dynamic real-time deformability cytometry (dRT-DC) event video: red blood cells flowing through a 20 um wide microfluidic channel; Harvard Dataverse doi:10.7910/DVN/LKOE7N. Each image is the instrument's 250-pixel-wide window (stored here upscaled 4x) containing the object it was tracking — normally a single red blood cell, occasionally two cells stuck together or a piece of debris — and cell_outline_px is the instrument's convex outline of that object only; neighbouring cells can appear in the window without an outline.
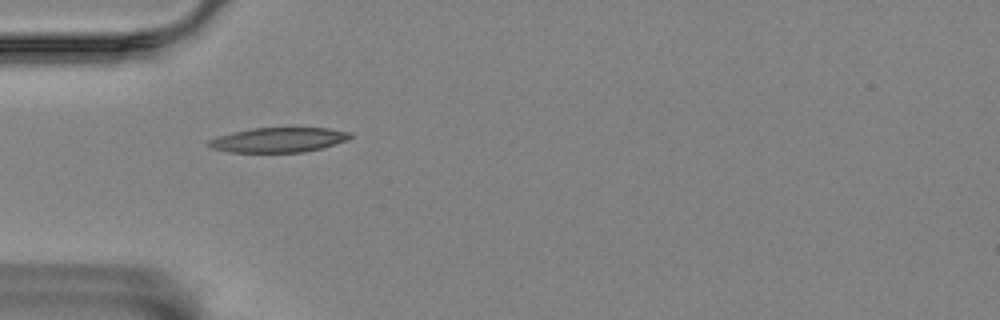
{"species": "Egyptian fruit bat (a non-hibernating species)", "species_latin": "Rousettus aegyptiacus", "temperature_condition": "room temperature", "stored_images_in_passage": 3, "camera_frame_rate_fps": 3000, "um_per_image_px": 0.085, "animal": {"sex": "female"}, "frame": {"image": 1, "passage_image": 2, "time_ms": 1.333, "image_size_px": [1000, 320], "cell_outline_px": [[352, 136], [348, 140], [320, 148], [304, 152], [228, 152], [212, 148], [204, 144], [208, 140], [232, 132], [252, 128], [328, 128], [352, 132]], "centroid_in_image_um": [23.66, 11.89], "position_along_channel_um": 61.3, "area_um2": 20.4}}
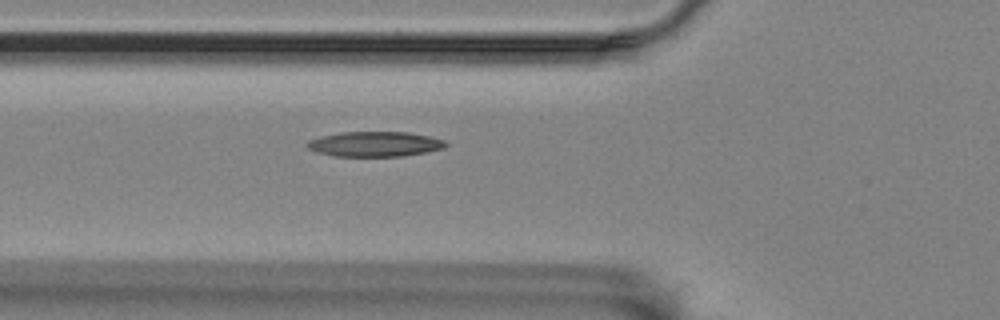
{"frame": {"image": 2, "passage_image": 3, "time_ms": 2.333, "image_size_px": [1000, 320], "cell_outline_px": [[448, 144], [444, 148], [428, 152], [400, 156], [336, 156], [320, 152], [308, 148], [304, 144], [308, 140], [320, 136], [340, 132], [408, 132], [428, 136], [444, 140]], "centroid_in_image_um": [31.86, 12.24], "position_along_channel_um": 93.9, "area_um2": 20.17}}